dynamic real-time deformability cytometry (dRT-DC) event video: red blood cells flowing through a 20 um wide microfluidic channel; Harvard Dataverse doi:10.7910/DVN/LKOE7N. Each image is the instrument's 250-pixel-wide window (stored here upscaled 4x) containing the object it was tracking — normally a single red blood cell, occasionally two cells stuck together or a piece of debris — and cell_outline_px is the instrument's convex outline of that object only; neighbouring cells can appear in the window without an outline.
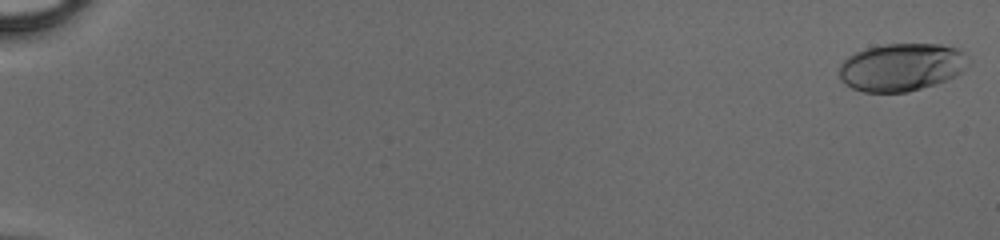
{"species": "human", "species_latin": "Homo sapiens", "temperature_condition": "cold", "stored_images_in_passage": 23, "camera_frame_rate_fps": 3000, "um_per_image_px": 0.085, "donor": {"sex": "male"}, "frame": {"image": 1, "passage_image": 1, "time_ms": 0.0, "image_size_px": [1000, 240], "cell_outline_px": [[972, 60], [956, 76], [908, 92], [864, 92], [852, 88], [844, 84], [840, 80], [840, 64], [848, 56], [856, 52], [868, 48], [884, 44], [940, 44], [956, 48], [964, 52]], "centroid_in_image_um": [76.62, 5.7], "position_along_channel_um": 8.4, "area_um2": 35.89}}
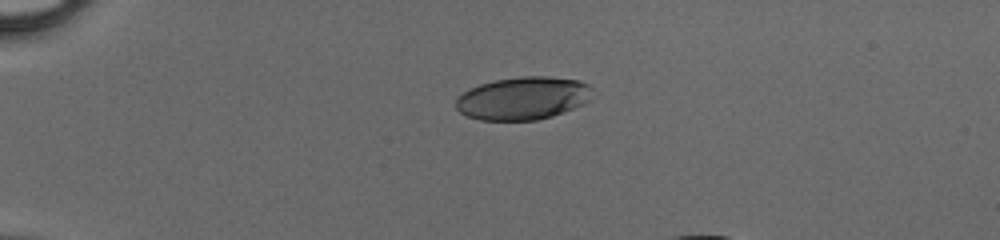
{"frame": {"image": 2, "passage_image": 14, "time_ms": 4.333, "image_size_px": [1000, 240], "cell_outline_px": [[592, 88], [588, 100], [584, 104], [552, 116], [536, 120], [480, 120], [468, 116], [460, 112], [456, 108], [456, 100], [464, 92], [480, 84], [496, 80], [524, 76], [548, 76], [580, 80], [588, 84]], "centroid_in_image_um": [44.47, 8.35], "position_along_channel_um": 40.5, "area_um2": 33.87}}
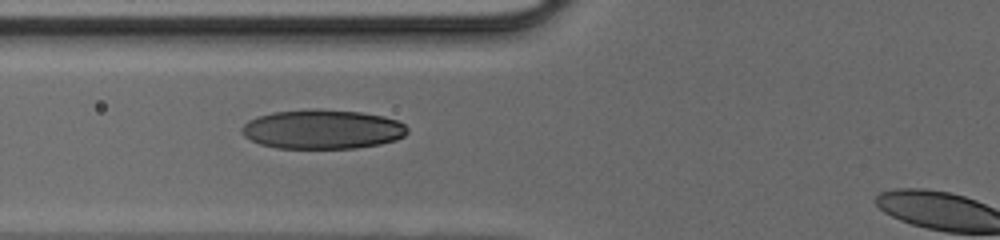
{"frame": {"image": 3, "passage_image": 22, "time_ms": 7.0, "image_size_px": [1000, 240], "cell_outline_px": [[408, 132], [404, 136], [396, 140], [380, 144], [356, 148], [276, 148], [260, 144], [244, 136], [240, 132], [240, 128], [248, 120], [256, 116], [272, 112], [308, 108], [316, 108], [360, 112], [384, 116], [396, 120], [404, 124], [408, 128]], "centroid_in_image_um": [27.38, 10.98], "position_along_channel_um": 98.4, "area_um2": 38.38}}